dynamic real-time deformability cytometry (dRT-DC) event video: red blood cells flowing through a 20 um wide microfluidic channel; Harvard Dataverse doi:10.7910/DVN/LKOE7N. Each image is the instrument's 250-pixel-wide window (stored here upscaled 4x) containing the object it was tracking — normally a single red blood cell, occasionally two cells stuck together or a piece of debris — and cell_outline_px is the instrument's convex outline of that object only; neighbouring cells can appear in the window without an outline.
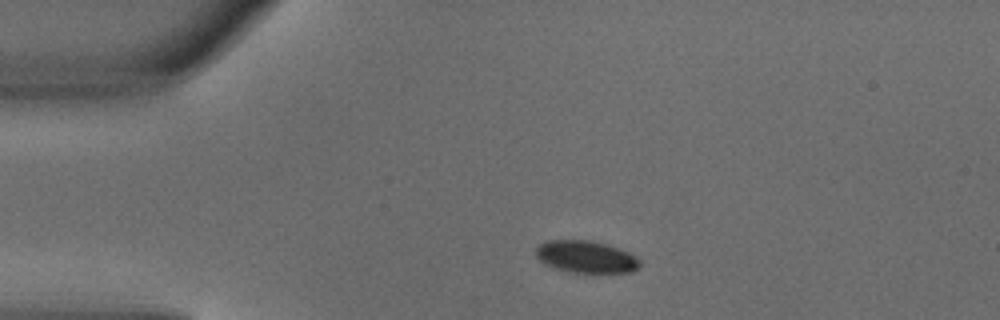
{"species": "common noctule bat (a hibernating species)", "species_latin": "Nyctalus noctula", "temperature_condition": "warm", "stored_images_in_passage": 2, "camera_frame_rate_fps": 3000, "um_per_image_px": 0.085, "animal": {"sex": "male", "body_mass_g": 18.8}, "frame": {"image": 1, "passage_image": 1, "time_ms": 0.0, "image_size_px": [1000, 320], "cell_outline_px": [[640, 264], [632, 272], [572, 272], [556, 268], [544, 264], [536, 256], [536, 248], [540, 244], [548, 240], [588, 240], [604, 244], [628, 252], [636, 256], [640, 260]], "centroid_in_image_um": [49.79, 21.82], "position_along_channel_um": 35.2, "area_um2": 19.13}}